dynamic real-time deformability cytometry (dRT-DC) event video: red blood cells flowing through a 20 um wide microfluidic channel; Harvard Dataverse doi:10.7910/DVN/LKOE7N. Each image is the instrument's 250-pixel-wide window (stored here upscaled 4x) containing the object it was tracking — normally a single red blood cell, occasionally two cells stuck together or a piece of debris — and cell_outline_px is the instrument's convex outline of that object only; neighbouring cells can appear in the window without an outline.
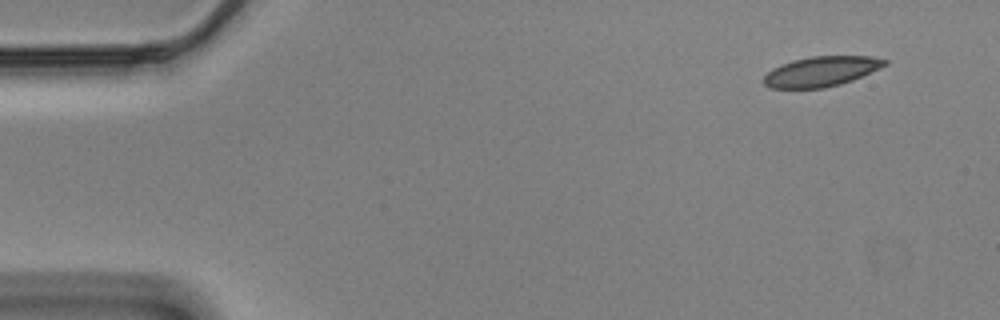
{"species": "Egyptian fruit bat (a non-hibernating species)", "species_latin": "Rousettus aegyptiacus", "temperature_condition": "cold", "stored_images_in_passage": 54, "camera_frame_rate_fps": 3000, "um_per_image_px": 0.085, "animal": {"sex": "male"}, "frame": {"image": 1, "passage_image": 1, "time_ms": 0.0, "image_size_px": [1000, 320], "cell_outline_px": [[888, 64], [880, 68], [852, 80], [840, 84], [824, 88], [768, 88], [760, 80], [772, 68], [792, 60], [812, 56], [872, 56], [888, 60]], "centroid_in_image_um": [69.78, 6.07], "position_along_channel_um": 15.2, "area_um2": 21.27}}
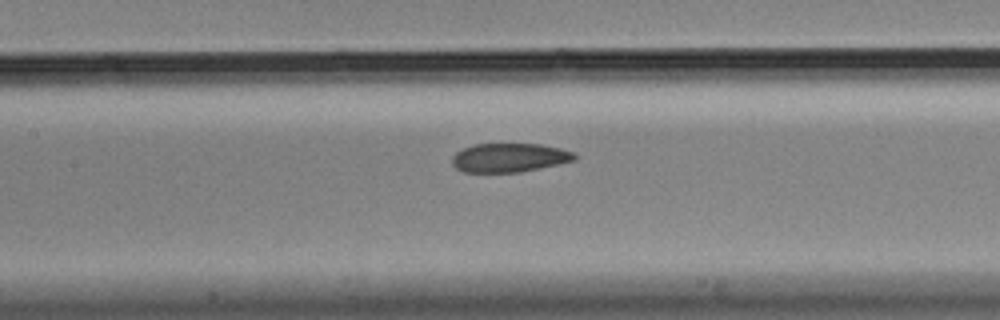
{"frame": {"image": 2, "passage_image": 23, "time_ms": 7.333, "image_size_px": [1000, 320], "cell_outline_px": [[576, 160], [520, 172], [464, 172], [456, 168], [452, 164], [452, 156], [456, 152], [464, 148], [476, 144], [540, 144], [560, 148], [572, 152], [576, 156]], "centroid_in_image_um": [43.27, 13.4], "position_along_channel_um": 164.1, "area_um2": 20.46}}
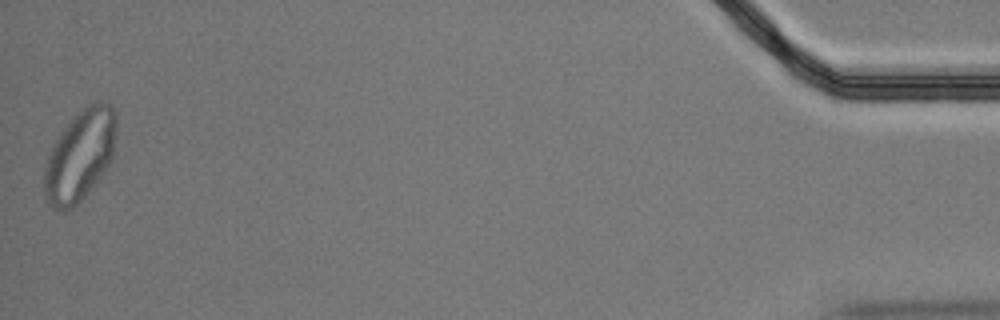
{"frame": {"image": 3, "passage_image": 54, "time_ms": 17.667, "image_size_px": [1000, 320], "cell_outline_px": [[116, 128], [112, 160], [92, 188], [76, 204], [68, 208], [52, 208], [44, 200], [44, 168], [48, 156], [60, 132], [88, 104], [100, 100], [108, 104], [112, 108], [116, 116]], "centroid_in_image_um": [6.79, 13.22], "position_along_channel_um": 428.4, "area_um2": 37.63}, "authors_computed_cell_mechanics": {"area_um2": 22.3686, "velocity_mm_per_s": 3.4489, "shape_relaxation_time_tau1_ms": 5.9828, "shape_relaxation_time_tau2_ms": 1.9373, "deformation_change_tau1": 0.1203, "deformation_change_tau2": 0.0438}}